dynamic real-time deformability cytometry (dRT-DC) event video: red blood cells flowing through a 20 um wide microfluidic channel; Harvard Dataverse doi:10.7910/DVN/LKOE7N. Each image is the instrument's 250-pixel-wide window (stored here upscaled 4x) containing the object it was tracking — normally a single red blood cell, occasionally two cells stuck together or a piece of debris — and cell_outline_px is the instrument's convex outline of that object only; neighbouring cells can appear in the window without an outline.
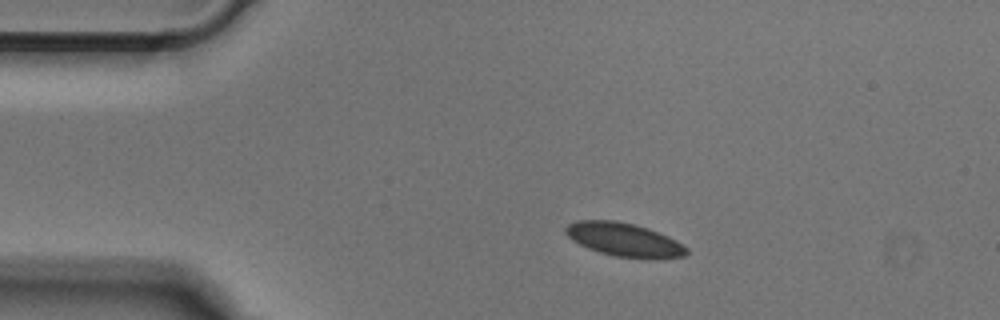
{"species": "Egyptian fruit bat (a non-hibernating species)", "species_latin": "Rousettus aegyptiacus", "temperature_condition": "cold", "stored_images_in_passage": 43, "camera_frame_rate_fps": 3000, "um_per_image_px": 0.085, "animal": {"sex": "male"}, "frame": {"image": 1, "passage_image": 1, "time_ms": 0.0, "image_size_px": [1000, 320], "cell_outline_px": [[688, 252], [684, 256], [652, 260], [648, 260], [612, 256], [588, 248], [572, 240], [564, 232], [564, 228], [568, 224], [576, 220], [616, 220], [648, 228], [668, 236], [676, 240], [688, 248]], "centroid_in_image_um": [53.06, 20.39], "position_along_channel_um": 31.9, "area_um2": 23.99}}
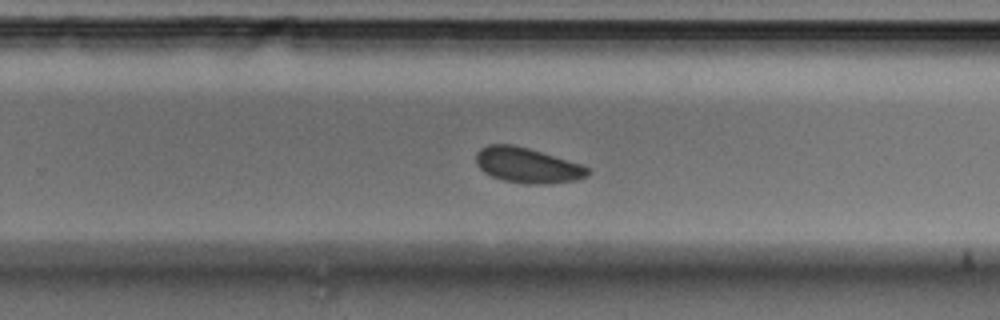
{"frame": {"image": 2, "passage_image": 24, "time_ms": 7.667, "image_size_px": [1000, 320], "cell_outline_px": [[592, 172], [588, 176], [576, 180], [544, 184], [528, 184], [504, 180], [492, 176], [484, 172], [476, 164], [476, 152], [480, 148], [488, 144], [512, 144], [528, 148], [580, 164], [588, 168]], "centroid_in_image_um": [44.81, 14.05], "position_along_channel_um": 285.0, "area_um2": 22.83}}
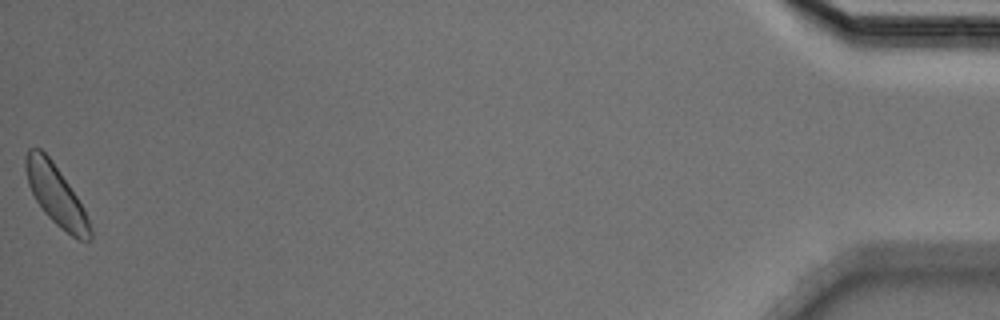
{"frame": {"image": 3, "passage_image": 43, "time_ms": 14.0, "image_size_px": [1000, 320], "cell_outline_px": [[92, 240], [80, 240], [72, 236], [60, 228], [44, 212], [36, 200], [28, 184], [24, 168], [24, 156], [28, 148], [40, 148], [52, 160], [76, 196], [92, 228]], "centroid_in_image_um": [4.72, 16.56], "position_along_channel_um": 430.5, "area_um2": 22.25}}